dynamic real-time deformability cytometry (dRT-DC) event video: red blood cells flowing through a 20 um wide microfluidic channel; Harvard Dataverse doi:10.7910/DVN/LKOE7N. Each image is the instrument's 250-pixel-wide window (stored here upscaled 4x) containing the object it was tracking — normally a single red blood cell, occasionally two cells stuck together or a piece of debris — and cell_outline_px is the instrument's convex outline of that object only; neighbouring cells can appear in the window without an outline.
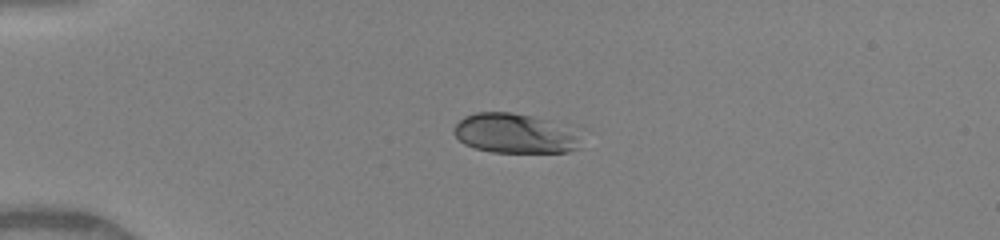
{"species": "human", "species_latin": "Homo sapiens", "temperature_condition": "warm", "stored_images_in_passage": 38, "camera_frame_rate_fps": 3000, "um_per_image_px": 0.085, "donor": {"sex": "female"}, "frame": {"image": 1, "passage_image": 1, "time_ms": 0.0, "image_size_px": [1000, 240], "cell_outline_px": [[580, 148], [568, 152], [492, 152], [476, 148], [464, 144], [452, 132], [452, 128], [464, 116], [476, 112], [512, 112], [580, 124]], "centroid_in_image_um": [43.95, 11.31], "position_along_channel_um": 41.1, "area_um2": 30.87}}
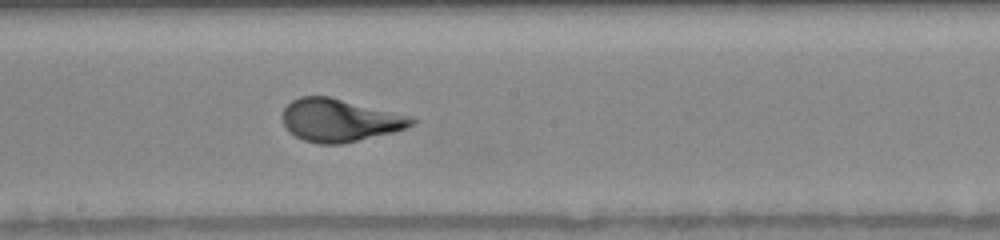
{"frame": {"image": 2, "passage_image": 17, "time_ms": 5.333, "image_size_px": [1000, 240], "cell_outline_px": [[420, 120], [404, 128], [392, 132], [344, 144], [320, 144], [304, 140], [296, 136], [284, 124], [284, 108], [292, 100], [300, 96], [328, 96], [412, 116]], "centroid_in_image_um": [28.9, 10.22], "position_along_channel_um": 219.3, "area_um2": 31.85}}
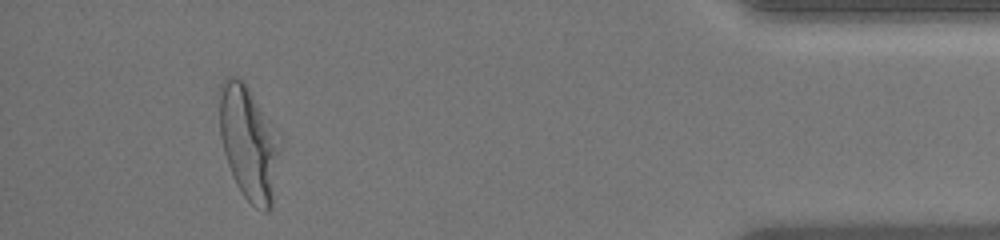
{"frame": {"image": 3, "passage_image": 35, "time_ms": 11.333, "image_size_px": [1000, 240], "cell_outline_px": [[276, 152], [272, 204], [268, 212], [264, 212], [256, 208], [244, 196], [236, 184], [232, 176], [224, 152], [220, 136], [220, 84], [224, 76], [236, 76], [244, 80], [260, 112]], "centroid_in_image_um": [20.98, 12.18], "position_along_channel_um": 414.2, "area_um2": 36.99}, "authors_computed_cell_mechanics": {"area_um2": 31.8189, "velocity_mm_per_s": 4.0863, "shape_relaxation_time_tau1_ms": 3.5932, "shape_relaxation_time_tau2_ms": null, "deformation_change_tau1": 0.1952, "deformation_change_tau2": null}}